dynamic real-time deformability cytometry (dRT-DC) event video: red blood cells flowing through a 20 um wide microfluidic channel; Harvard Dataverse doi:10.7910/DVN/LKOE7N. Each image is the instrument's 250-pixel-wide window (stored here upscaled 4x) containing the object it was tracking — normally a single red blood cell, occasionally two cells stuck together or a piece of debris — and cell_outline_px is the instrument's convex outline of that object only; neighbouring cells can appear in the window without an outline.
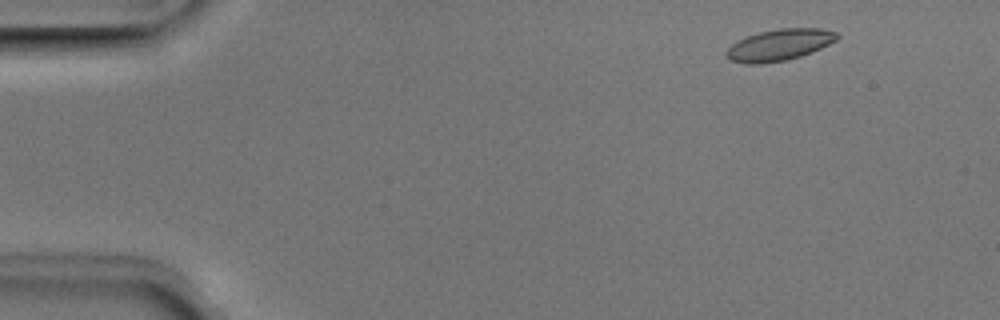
{"species": "Egyptian fruit bat (a non-hibernating species)", "species_latin": "Rousettus aegyptiacus", "temperature_condition": "room temperature", "stored_images_in_passage": 50, "camera_frame_rate_fps": 3000, "um_per_image_px": 0.085, "animal": {"sex": "male"}, "frame": {"image": 1, "passage_image": 4, "time_ms": 1.0, "image_size_px": [1000, 320], "cell_outline_px": [[840, 36], [836, 40], [812, 52], [800, 56], [784, 60], [760, 64], [744, 64], [732, 60], [724, 52], [732, 44], [748, 36], [760, 32], [780, 28], [820, 28], [836, 32]], "centroid_in_image_um": [66.26, 3.81], "position_along_channel_um": 18.7, "area_um2": 20.0}}
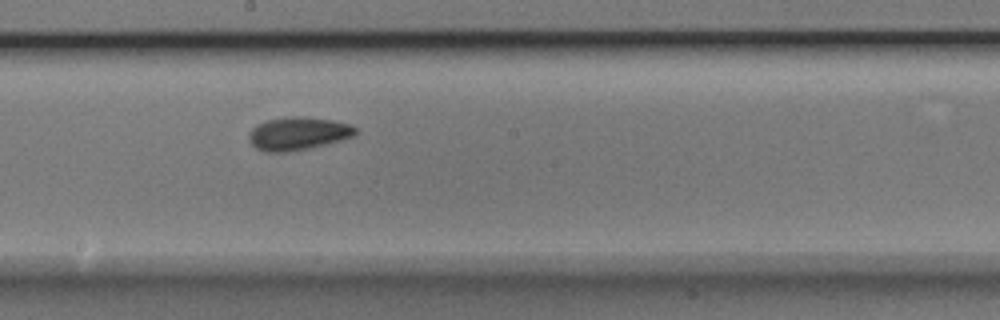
{"frame": {"image": 2, "passage_image": 27, "time_ms": 8.667, "image_size_px": [1000, 320], "cell_outline_px": [[356, 132], [352, 136], [340, 140], [292, 152], [264, 152], [256, 148], [252, 144], [248, 136], [248, 132], [256, 124], [264, 120], [288, 116], [304, 116], [332, 120], [352, 124], [356, 128]], "centroid_in_image_um": [25.28, 11.34], "position_along_channel_um": 222.9, "area_um2": 20.69}}
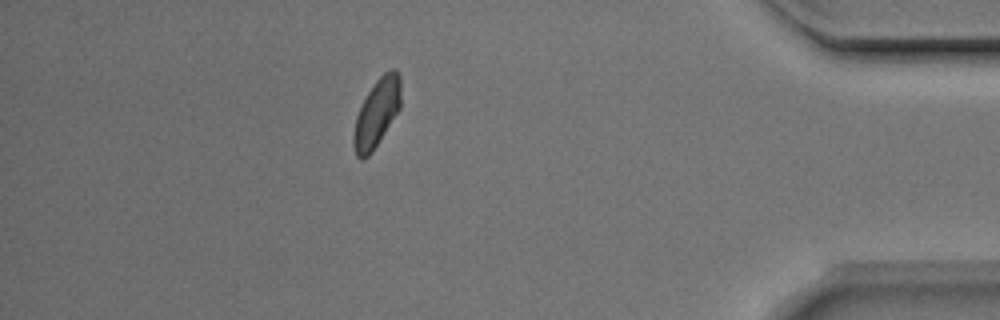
{"frame": {"image": 3, "passage_image": 44, "time_ms": 14.333, "image_size_px": [1000, 320], "cell_outline_px": [[400, 108], [372, 152], [364, 160], [360, 160], [356, 156], [352, 144], [352, 136], [356, 116], [368, 92], [376, 80], [384, 72], [392, 68], [400, 76]], "centroid_in_image_um": [31.99, 9.64], "position_along_channel_um": 403.2, "area_um2": 18.61}, "authors_computed_cell_mechanics": {"area_um2": 19.4497, "velocity_mm_per_s": 3.932, "shape_relaxation_time_tau1_ms": 2.8571, "shape_relaxation_time_tau2_ms": 2.6781, "deformation_change_tau1": 0.0741, "deformation_change_tau2": 0.0682}}